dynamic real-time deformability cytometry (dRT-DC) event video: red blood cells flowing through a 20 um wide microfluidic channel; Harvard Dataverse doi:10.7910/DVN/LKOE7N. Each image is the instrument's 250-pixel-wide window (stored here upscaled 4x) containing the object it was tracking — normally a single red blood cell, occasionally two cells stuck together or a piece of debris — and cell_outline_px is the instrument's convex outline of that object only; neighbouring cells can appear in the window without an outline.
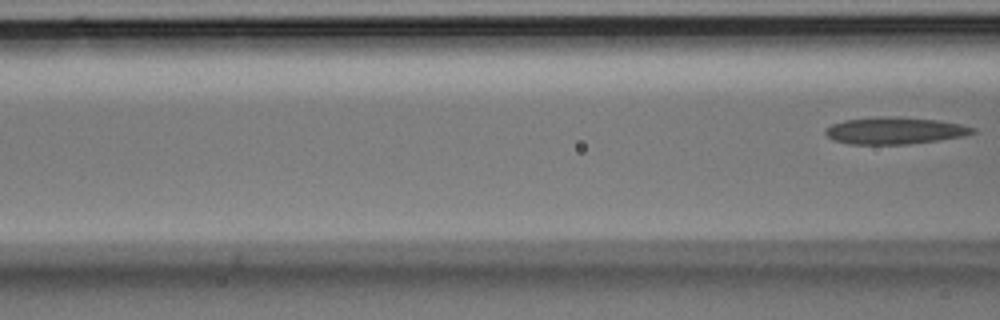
{"species": "Egyptian fruit bat (a non-hibernating species)", "species_latin": "Rousettus aegyptiacus", "temperature_condition": "room temperature", "stored_images_in_passage": 6, "segment_of_instrument_passage": [2, 2], "camera_frame_rate_fps": 3000, "um_per_image_px": 0.085, "animal": {"sex": "male"}, "frame": {"image": 1, "passage_image": 6, "time_ms": 1.667, "image_size_px": [1000, 320], "cell_outline_px": [[976, 132], [964, 136], [908, 144], [848, 144], [832, 140], [824, 132], [824, 128], [832, 124], [844, 120], [888, 116], [936, 120], [960, 124], [976, 128]], "centroid_in_image_um": [76.02, 11.11], "position_along_channel_um": 90.6, "area_um2": 22.95}}